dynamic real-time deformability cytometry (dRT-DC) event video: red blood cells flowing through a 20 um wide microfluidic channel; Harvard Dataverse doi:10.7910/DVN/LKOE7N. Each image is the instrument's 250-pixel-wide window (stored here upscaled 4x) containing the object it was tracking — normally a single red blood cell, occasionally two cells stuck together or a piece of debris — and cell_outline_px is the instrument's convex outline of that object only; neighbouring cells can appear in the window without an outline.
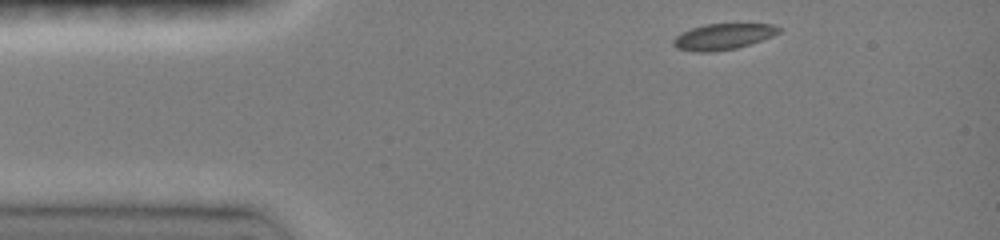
{"species": "common noctule bat (a hibernating species)", "species_latin": "Nyctalus noctula", "temperature_condition": "room temperature", "stored_images_in_passage": 8, "camera_frame_rate_fps": 3000, "um_per_image_px": 0.085, "animal": {"sex": "female", "body_mass_g": 19.0, "forearm_length_mm": 51.5}, "frame": {"image": 1, "passage_image": 1, "time_ms": 0.0, "image_size_px": [1000, 240], "cell_outline_px": [[780, 32], [772, 36], [736, 48], [712, 52], [692, 52], [676, 48], [672, 44], [672, 40], [680, 32], [704, 24], [772, 24], [780, 28]], "centroid_in_image_um": [61.39, 3.12], "position_along_channel_um": 23.6, "area_um2": 15.95}}
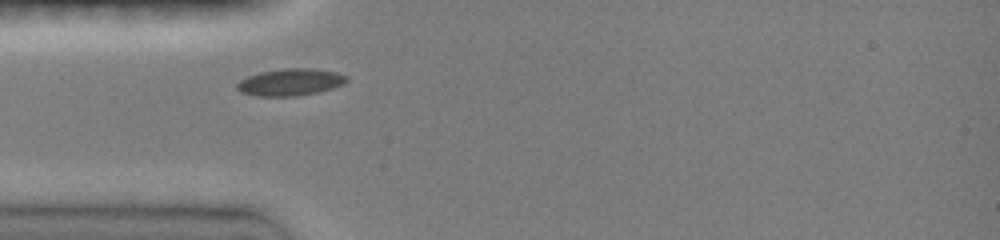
{"frame": {"image": 2, "passage_image": 5, "time_ms": 2.333, "image_size_px": [1000, 240], "cell_outline_px": [[348, 80], [344, 84], [332, 88], [316, 92], [296, 96], [256, 96], [240, 92], [236, 88], [236, 84], [240, 80], [248, 76], [260, 72], [284, 68], [312, 68], [336, 72], [348, 76]], "centroid_in_image_um": [24.67, 6.98], "position_along_channel_um": 60.3, "area_um2": 17.28}}
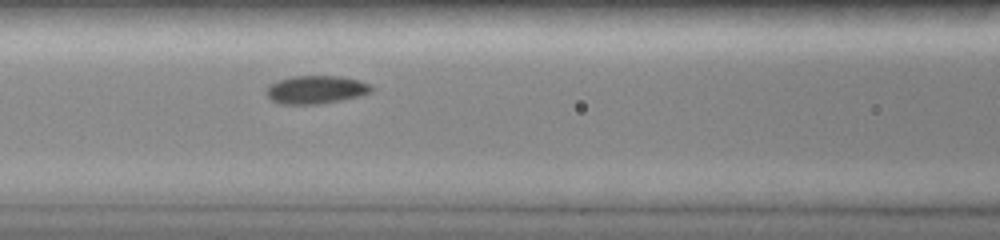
{"frame": {"image": 3, "passage_image": 8, "time_ms": 4.333, "image_size_px": [1000, 240], "cell_outline_px": [[372, 92], [360, 96], [320, 104], [280, 104], [272, 100], [264, 92], [272, 84], [280, 80], [292, 76], [340, 76], [360, 80], [368, 84], [372, 88]], "centroid_in_image_um": [26.87, 7.62], "position_along_channel_um": 139.7, "area_um2": 17.11}}